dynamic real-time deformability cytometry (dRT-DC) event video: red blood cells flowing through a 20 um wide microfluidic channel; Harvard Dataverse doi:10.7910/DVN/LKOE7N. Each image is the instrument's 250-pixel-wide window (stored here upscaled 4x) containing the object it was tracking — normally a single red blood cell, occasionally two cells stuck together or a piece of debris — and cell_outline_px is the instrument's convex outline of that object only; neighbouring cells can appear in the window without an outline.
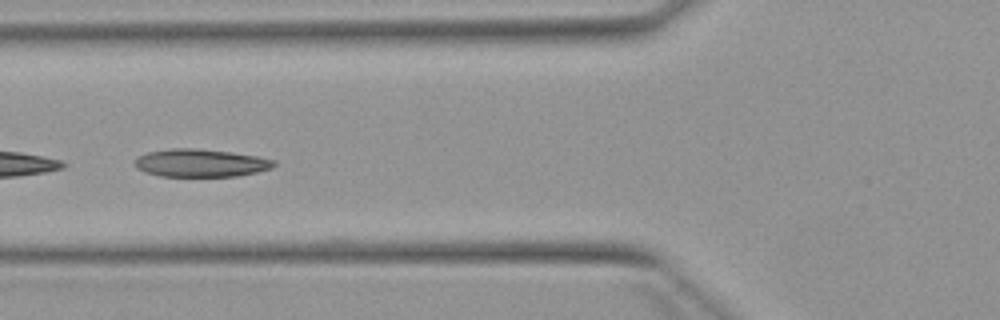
{"species": "Egyptian fruit bat (a non-hibernating species)", "species_latin": "Rousettus aegyptiacus", "temperature_condition": "warm", "stored_images_in_passage": 6, "camera_frame_rate_fps": 3000, "um_per_image_px": 0.085, "animal": {"sex": "female"}, "frame": {"image": 1, "passage_image": 6, "time_ms": 5.667, "image_size_px": [1000, 320], "cell_outline_px": [[276, 164], [272, 168], [256, 172], [236, 176], [160, 176], [144, 172], [136, 168], [136, 156], [148, 152], [172, 148], [196, 148], [228, 152], [256, 156], [276, 160]], "centroid_in_image_um": [17.04, 13.85], "position_along_channel_um": 108.8, "area_um2": 22.48}}